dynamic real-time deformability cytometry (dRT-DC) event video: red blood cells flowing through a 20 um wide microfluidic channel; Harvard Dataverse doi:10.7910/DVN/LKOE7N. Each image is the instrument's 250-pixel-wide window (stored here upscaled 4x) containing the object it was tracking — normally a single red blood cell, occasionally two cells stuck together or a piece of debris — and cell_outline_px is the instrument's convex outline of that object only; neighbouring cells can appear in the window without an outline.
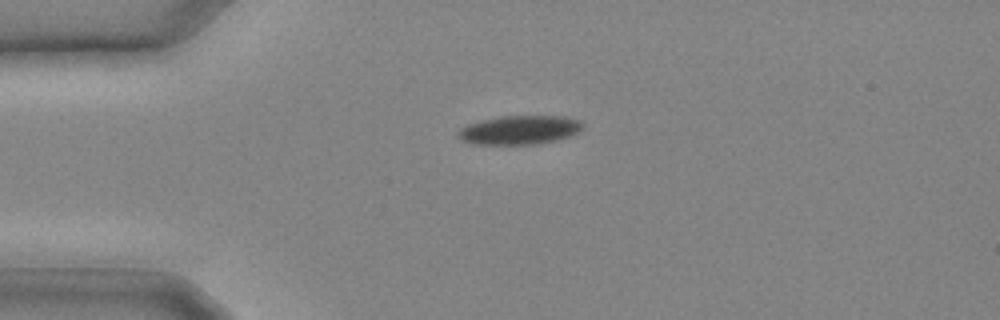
{"species": "common noctule bat (a hibernating species)", "species_latin": "Nyctalus noctula", "temperature_condition": "cold", "stored_images_in_passage": 8, "camera_frame_rate_fps": 3000, "um_per_image_px": 0.085, "animal": {"sex": "male", "body_mass_g": 20.4}, "frame": {"image": 1, "passage_image": 1, "time_ms": 0.0, "image_size_px": [1000, 320], "cell_outline_px": [[584, 124], [572, 136], [556, 140], [536, 144], [472, 144], [460, 140], [456, 132], [460, 128], [468, 124], [480, 120], [500, 116], [564, 116], [580, 120]], "centroid_in_image_um": [44.12, 11.04], "position_along_channel_um": 40.9, "area_um2": 21.1}}
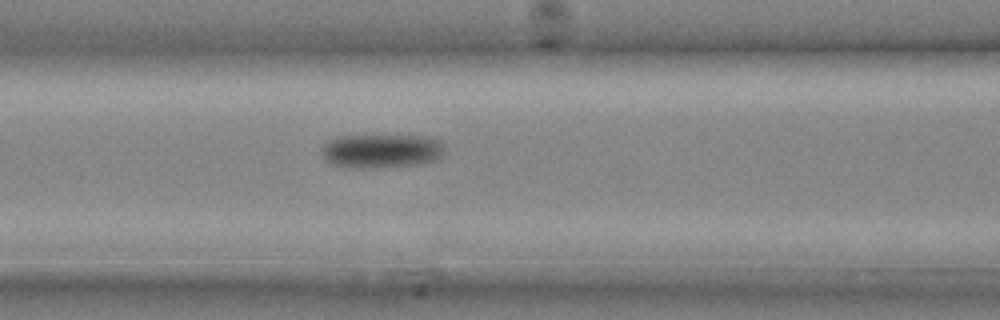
{"frame": {"image": 2, "passage_image": 6, "time_ms": 1.667, "image_size_px": [1000, 320], "cell_outline_px": [[444, 144], [440, 156], [432, 160], [416, 164], [372, 168], [348, 168], [332, 164], [324, 160], [320, 156], [320, 152], [324, 144], [328, 140], [336, 136], [432, 136], [444, 140]], "centroid_in_image_um": [32.36, 12.82], "position_along_channel_um": 134.2, "area_um2": 24.57}}
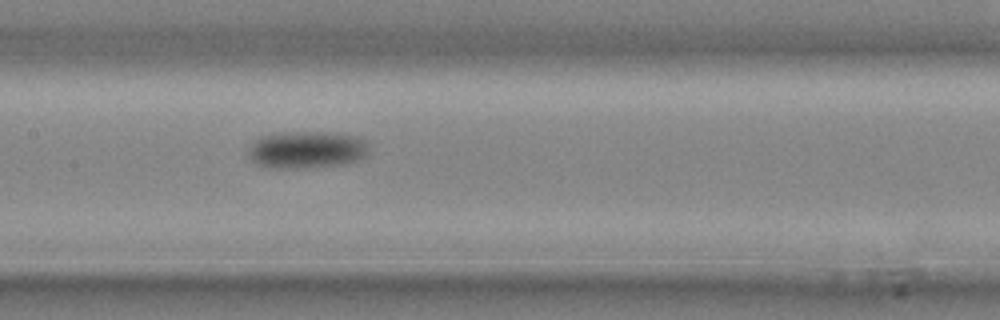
{"frame": {"image": 3, "passage_image": 8, "time_ms": 2.333, "image_size_px": [1000, 320], "cell_outline_px": [[368, 152], [364, 156], [356, 160], [344, 164], [304, 168], [272, 168], [256, 164], [248, 156], [248, 148], [256, 140], [264, 136], [292, 132], [324, 132], [352, 136], [368, 140]], "centroid_in_image_um": [26.07, 12.74], "position_along_channel_um": 181.3, "area_um2": 25.89}}